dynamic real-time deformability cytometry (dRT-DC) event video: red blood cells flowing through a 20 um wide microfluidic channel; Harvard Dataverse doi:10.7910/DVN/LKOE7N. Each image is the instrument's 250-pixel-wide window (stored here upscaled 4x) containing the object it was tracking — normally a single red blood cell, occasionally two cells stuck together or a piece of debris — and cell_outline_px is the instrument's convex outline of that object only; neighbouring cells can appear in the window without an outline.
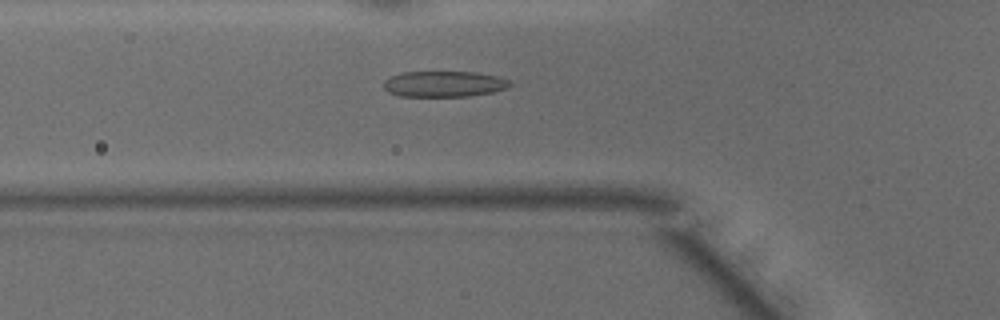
{"species": "common noctule bat (a hibernating species)", "species_latin": "Nyctalus noctula", "temperature_condition": "warm", "stored_images_in_passage": 48, "camera_frame_rate_fps": 3000, "um_per_image_px": 0.085, "animal": {"sex": "male", "body_mass_g": 15.6}, "frame": {"image": 1, "passage_image": 16, "time_ms": 5.0, "image_size_px": [1000, 320], "cell_outline_px": [[512, 84], [508, 88], [492, 92], [468, 96], [400, 96], [388, 92], [384, 88], [384, 80], [392, 76], [404, 72], [476, 72], [496, 76], [508, 80]], "centroid_in_image_um": [37.74, 7.14], "position_along_channel_um": 88.1, "area_um2": 18.9}}
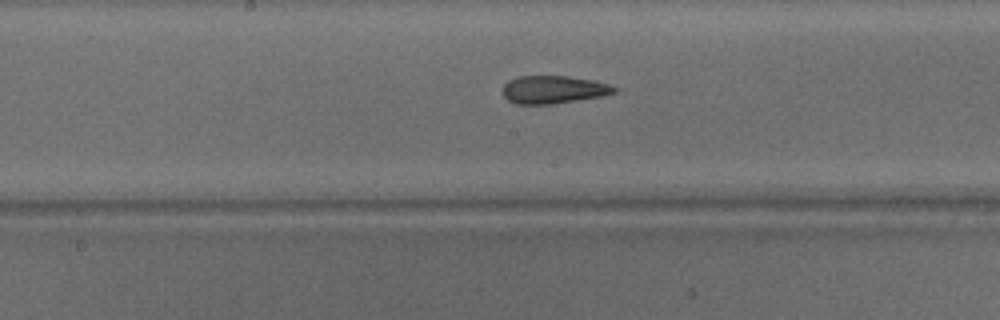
{"frame": {"image": 2, "passage_image": 24, "time_ms": 7.667, "image_size_px": [1000, 320], "cell_outline_px": [[616, 92], [600, 96], [552, 104], [516, 104], [508, 100], [504, 96], [504, 84], [508, 80], [516, 76], [568, 76], [592, 80], [612, 84], [616, 88]], "centroid_in_image_um": [47.03, 7.6], "position_along_channel_um": 201.2, "area_um2": 18.03}}
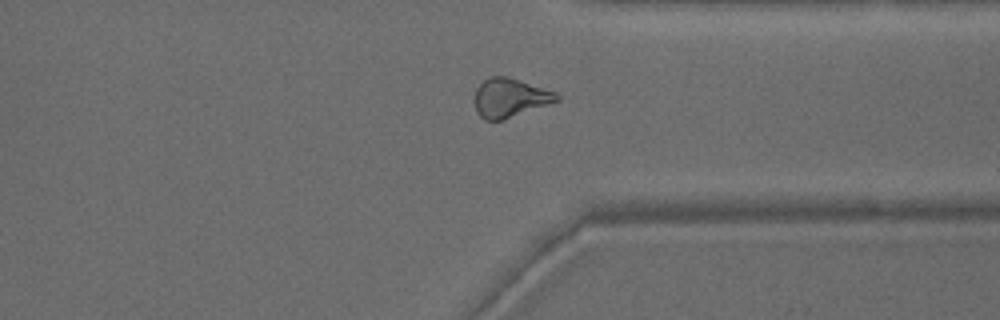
{"frame": {"image": 3, "passage_image": 36, "time_ms": 11.667, "image_size_px": [1000, 320], "cell_outline_px": [[560, 100], [500, 120], [484, 120], [476, 112], [472, 100], [476, 88], [488, 76], [504, 76], [520, 80], [556, 92], [560, 96]], "centroid_in_image_um": [43.29, 8.3], "position_along_channel_um": 368.1, "area_um2": 18.61}, "authors_computed_cell_mechanics": {"area_um2": 19.0451, "velocity_mm_per_s": 4.2048, "shape_relaxation_time_tau1_ms": null, "shape_relaxation_time_tau2_ms": 1.7083, "deformation_change_tau1": null, "deformation_change_tau2": 0.1081}}